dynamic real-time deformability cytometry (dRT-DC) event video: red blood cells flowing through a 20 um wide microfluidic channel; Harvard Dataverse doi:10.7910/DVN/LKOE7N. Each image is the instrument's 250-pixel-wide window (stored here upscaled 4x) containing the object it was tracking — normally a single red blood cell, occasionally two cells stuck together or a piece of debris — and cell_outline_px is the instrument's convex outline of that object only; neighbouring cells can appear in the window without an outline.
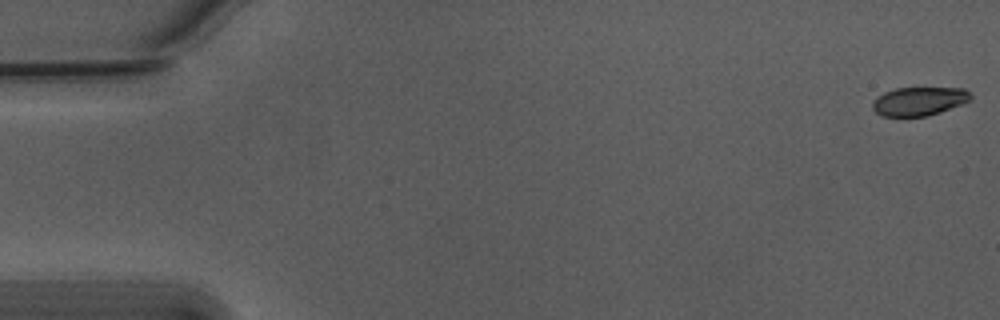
{"species": "Egyptian fruit bat (a non-hibernating species)", "species_latin": "Rousettus aegyptiacus", "temperature_condition": "warm", "stored_images_in_passage": 11, "camera_frame_rate_fps": 3000, "um_per_image_px": 0.085, "animal": {"sex": "male"}, "frame": {"image": 1, "passage_image": 1, "time_ms": 0.0, "image_size_px": [1000, 320], "cell_outline_px": [[972, 96], [968, 100], [960, 104], [940, 112], [928, 116], [884, 116], [876, 112], [872, 108], [872, 104], [884, 92], [896, 88], [964, 88]], "centroid_in_image_um": [78.11, 8.6], "position_along_channel_um": 6.9, "area_um2": 16.01}}